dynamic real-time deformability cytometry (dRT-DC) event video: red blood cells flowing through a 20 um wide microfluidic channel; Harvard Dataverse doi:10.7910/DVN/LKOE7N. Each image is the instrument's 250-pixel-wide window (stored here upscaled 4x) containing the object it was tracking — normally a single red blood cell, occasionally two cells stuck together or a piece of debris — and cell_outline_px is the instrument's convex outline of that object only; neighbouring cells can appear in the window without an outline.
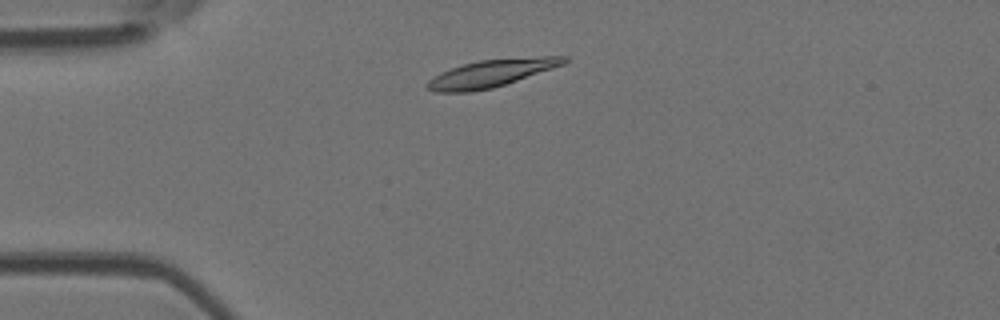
{"species": "Egyptian fruit bat (a non-hibernating species)", "species_latin": "Rousettus aegyptiacus", "temperature_condition": "room temperature", "stored_images_in_passage": 2, "camera_frame_rate_fps": 3000, "um_per_image_px": 0.085, "animal": {"sex": "female"}, "frame": {"image": 1, "passage_image": 2, "time_ms": 1.333, "image_size_px": [1000, 320], "cell_outline_px": [[568, 60], [564, 64], [492, 88], [472, 92], [436, 92], [428, 88], [424, 84], [428, 80], [440, 72], [464, 64], [480, 60], [540, 56], [568, 56]], "centroid_in_image_um": [41.73, 6.23], "position_along_channel_um": 43.3, "area_um2": 21.56}}